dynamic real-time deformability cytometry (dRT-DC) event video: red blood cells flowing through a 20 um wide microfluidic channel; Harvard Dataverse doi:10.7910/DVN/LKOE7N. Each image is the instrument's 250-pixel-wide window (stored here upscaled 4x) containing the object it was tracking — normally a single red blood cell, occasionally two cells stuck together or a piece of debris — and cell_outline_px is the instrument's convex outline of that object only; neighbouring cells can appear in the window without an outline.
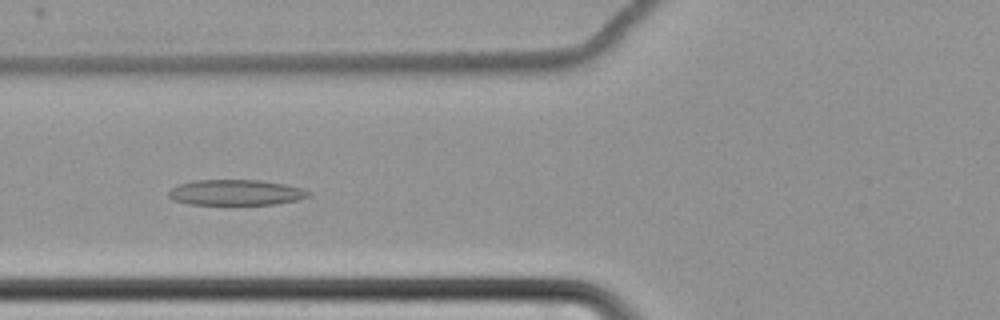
{"species": "common noctule bat (a hibernating species)", "species_latin": "Nyctalus noctula", "temperature_condition": "cold", "stored_images_in_passage": 64, "camera_frame_rate_fps": 3000, "um_per_image_px": 0.085, "animal": {"sex": "female", "body_mass_g": 22.7, "forearm_length_mm": 54.2}, "frame": {"image": 1, "passage_image": 28, "time_ms": 9.0, "image_size_px": [1000, 320], "cell_outline_px": [[308, 196], [296, 200], [272, 204], [188, 204], [172, 200], [168, 196], [168, 192], [172, 188], [180, 184], [192, 180], [260, 180], [284, 184], [300, 188], [308, 192]], "centroid_in_image_um": [19.97, 16.36], "position_along_channel_um": 105.8, "area_um2": 20.58}}
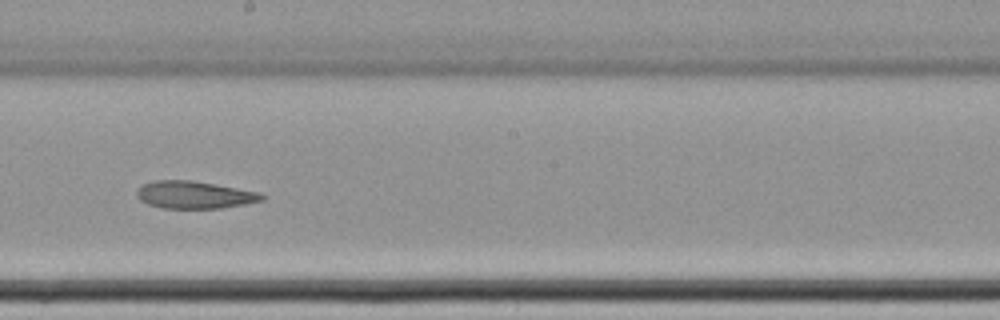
{"frame": {"image": 2, "passage_image": 39, "time_ms": 12.667, "image_size_px": [1000, 320], "cell_outline_px": [[264, 200], [244, 204], [220, 208], [164, 208], [148, 204], [140, 200], [136, 196], [136, 192], [144, 184], [152, 180], [192, 180], [260, 192], [264, 196]], "centroid_in_image_um": [16.52, 16.55], "position_along_channel_um": 231.7, "area_um2": 19.88}}
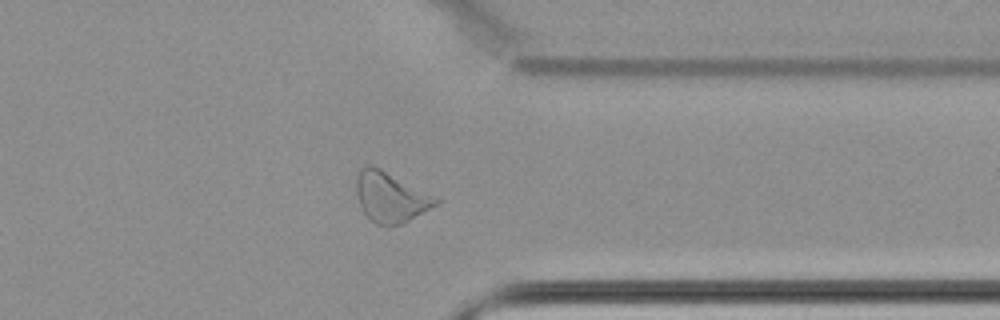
{"frame": {"image": 3, "passage_image": 52, "time_ms": 17.0, "image_size_px": [1000, 320], "cell_outline_px": [[440, 204], [400, 224], [376, 224], [364, 212], [360, 204], [356, 192], [356, 176], [360, 168], [368, 164], [380, 168], [440, 196]], "centroid_in_image_um": [33.26, 16.71], "position_along_channel_um": 378.1, "area_um2": 23.47}, "authors_computed_cell_mechanics": {"area_um2": 24.6228, "velocity_mm_per_s": 3.4326, "shape_relaxation_time_tau1_ms": null, "shape_relaxation_time_tau2_ms": 6.2982, "deformation_change_tau1": null, "deformation_change_tau2": 0.1347}}